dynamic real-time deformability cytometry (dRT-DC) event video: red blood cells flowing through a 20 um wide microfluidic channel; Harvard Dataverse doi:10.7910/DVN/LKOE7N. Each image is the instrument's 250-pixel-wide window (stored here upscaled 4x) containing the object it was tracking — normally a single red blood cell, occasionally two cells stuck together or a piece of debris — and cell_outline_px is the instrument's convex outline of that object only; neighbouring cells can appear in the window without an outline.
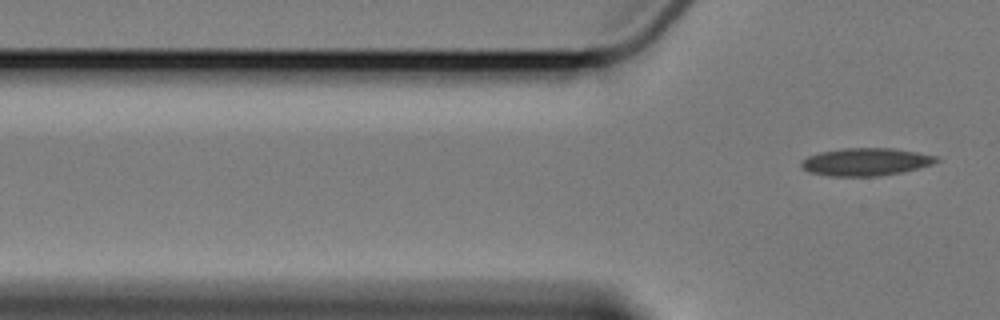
{"species": "Egyptian fruit bat (a non-hibernating species)", "species_latin": "Rousettus aegyptiacus", "temperature_condition": "cold", "stored_images_in_passage": 5, "segment_of_instrument_passage": [2, 2], "camera_frame_rate_fps": 3000, "um_per_image_px": 0.085, "animal": {"sex": "female"}, "frame": {"image": 1, "passage_image": 5, "time_ms": 5.0, "image_size_px": [1000, 320], "cell_outline_px": [[940, 160], [932, 164], [920, 168], [880, 176], [828, 176], [808, 172], [800, 168], [800, 164], [808, 156], [820, 152], [844, 148], [892, 148], [940, 156]], "centroid_in_image_um": [73.6, 13.76], "position_along_channel_um": 52.2, "area_um2": 21.91}}